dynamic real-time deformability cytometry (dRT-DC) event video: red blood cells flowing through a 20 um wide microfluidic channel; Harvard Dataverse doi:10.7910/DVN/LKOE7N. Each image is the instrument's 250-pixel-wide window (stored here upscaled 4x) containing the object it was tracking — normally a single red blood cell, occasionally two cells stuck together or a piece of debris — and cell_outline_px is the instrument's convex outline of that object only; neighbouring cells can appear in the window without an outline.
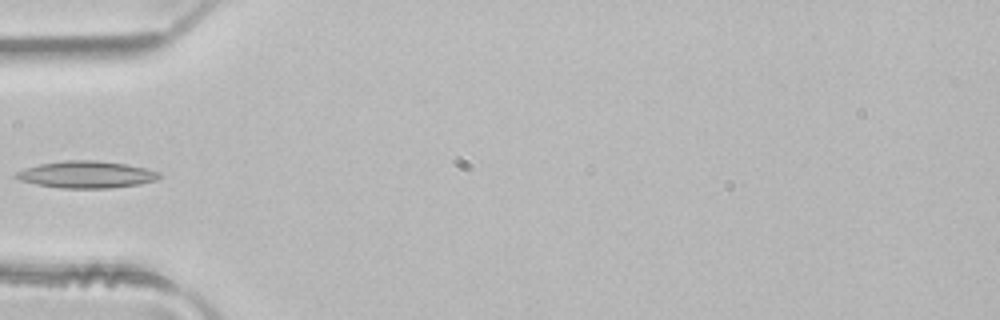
{"species": "common noctule bat (a hibernating species)", "species_latin": "Nyctalus noctula", "temperature_condition": "room temperature", "stored_images_in_passage": 4, "camera_frame_rate_fps": 3000, "um_per_image_px": 0.085, "animal": {"sex": "male", "body_mass_g": 21.5, "forearm_length_mm": 52.0}, "frame": {"image": 1, "passage_image": 4, "time_ms": 1.0, "image_size_px": [1000, 320], "cell_outline_px": [[160, 176], [156, 180], [136, 184], [108, 188], [60, 188], [36, 184], [20, 180], [12, 176], [16, 172], [24, 168], [40, 164], [64, 160], [96, 160], [128, 164], [160, 172]], "centroid_in_image_um": [7.3, 14.83], "position_along_channel_um": 77.7, "area_um2": 22.43}}